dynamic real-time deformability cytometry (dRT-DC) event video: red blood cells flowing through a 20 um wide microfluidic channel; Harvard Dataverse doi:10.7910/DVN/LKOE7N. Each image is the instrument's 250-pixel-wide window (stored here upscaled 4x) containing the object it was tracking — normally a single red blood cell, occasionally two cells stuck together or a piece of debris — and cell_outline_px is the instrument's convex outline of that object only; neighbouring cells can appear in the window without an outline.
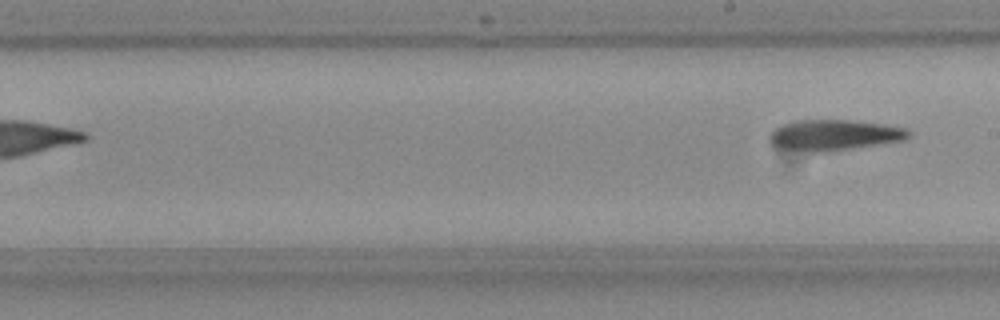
{"species": "Egyptian fruit bat (a non-hibernating species)", "species_latin": "Rousettus aegyptiacus", "temperature_condition": "room temperature", "stored_images_in_passage": 9, "segment_of_instrument_passage": [2, 2], "camera_frame_rate_fps": 3000, "um_per_image_px": 0.085, "frame": {"image": 1, "passage_image": 9, "time_ms": 2.667, "image_size_px": [1000, 320], "cell_outline_px": [[912, 136], [904, 140], [848, 148], [816, 152], [812, 152], [772, 144], [768, 140], [768, 136], [780, 124], [792, 120], [852, 120], [880, 124], [904, 128], [912, 132]], "centroid_in_image_um": [70.9, 11.44], "position_along_channel_um": 218.1, "area_um2": 24.28}}